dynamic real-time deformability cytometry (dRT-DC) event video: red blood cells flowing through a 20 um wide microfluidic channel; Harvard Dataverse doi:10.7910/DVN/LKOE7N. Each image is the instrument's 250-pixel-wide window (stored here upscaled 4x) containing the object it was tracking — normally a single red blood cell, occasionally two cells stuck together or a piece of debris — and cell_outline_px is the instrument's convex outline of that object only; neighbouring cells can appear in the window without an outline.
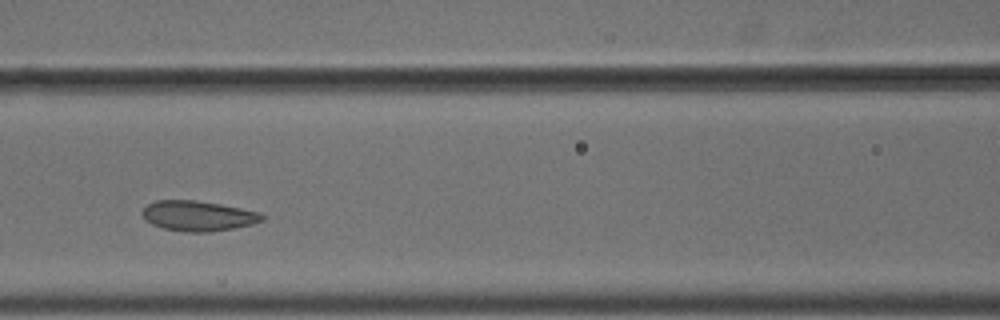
{"species": "common noctule bat (a hibernating species)", "species_latin": "Nyctalus noctula", "temperature_condition": "cold", "stored_images_in_passage": 6, "camera_frame_rate_fps": 3000, "um_per_image_px": 0.085, "animal": {"sex": "male", "body_mass_g": 18.8}, "frame": {"image": 1, "passage_image": 5, "time_ms": 1.333, "image_size_px": [1000, 320], "cell_outline_px": [[264, 220], [252, 224], [212, 232], [184, 232], [164, 228], [152, 224], [144, 220], [140, 212], [148, 204], [156, 200], [196, 200], [220, 204], [260, 212], [264, 216]], "centroid_in_image_um": [16.81, 18.35], "position_along_channel_um": 149.8, "area_um2": 21.15}}
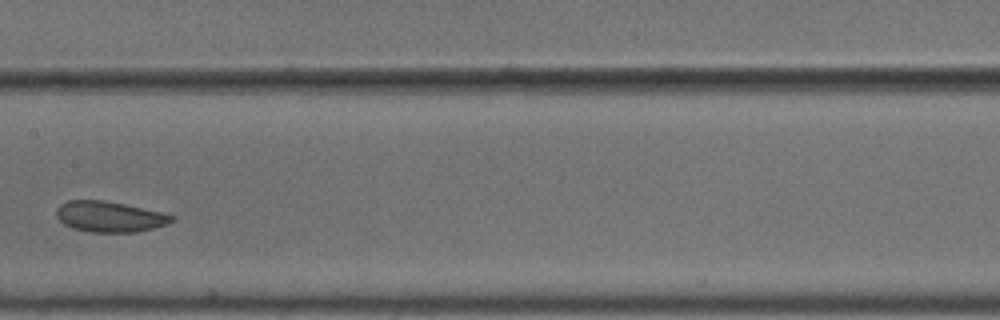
{"frame": {"image": 2, "passage_image": 6, "time_ms": 1.667, "image_size_px": [1000, 320], "cell_outline_px": [[176, 220], [168, 224], [136, 232], [88, 232], [72, 228], [64, 224], [56, 216], [56, 208], [60, 204], [68, 200], [104, 200], [124, 204], [160, 212], [176, 216]], "centroid_in_image_um": [9.31, 18.42], "position_along_channel_um": 198.1, "area_um2": 20.69}}